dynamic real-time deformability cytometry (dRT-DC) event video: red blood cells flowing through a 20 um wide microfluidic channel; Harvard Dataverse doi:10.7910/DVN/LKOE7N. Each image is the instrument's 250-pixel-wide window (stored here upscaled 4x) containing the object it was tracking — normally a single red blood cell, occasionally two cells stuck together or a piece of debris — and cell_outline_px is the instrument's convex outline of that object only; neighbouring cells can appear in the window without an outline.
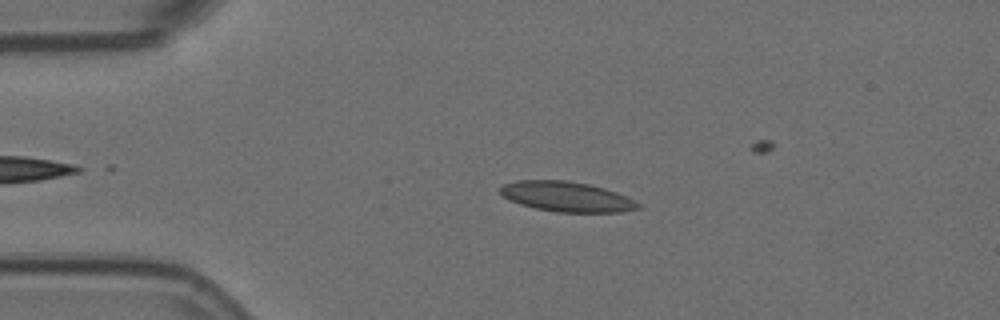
{"species": "Egyptian fruit bat (a non-hibernating species)", "species_latin": "Rousettus aegyptiacus", "temperature_condition": "room temperature", "stored_images_in_passage": 5, "camera_frame_rate_fps": 3000, "um_per_image_px": 0.085, "animal": {"sex": "female"}, "frame": {"image": 1, "passage_image": 3, "time_ms": 0.667, "image_size_px": [1000, 320], "cell_outline_px": [[640, 208], [620, 212], [556, 212], [536, 208], [520, 204], [508, 200], [500, 192], [500, 188], [504, 184], [516, 180], [568, 180], [588, 184], [604, 188], [616, 192], [636, 200], [640, 204]], "centroid_in_image_um": [48.17, 16.71], "position_along_channel_um": 36.8, "area_um2": 24.16}}